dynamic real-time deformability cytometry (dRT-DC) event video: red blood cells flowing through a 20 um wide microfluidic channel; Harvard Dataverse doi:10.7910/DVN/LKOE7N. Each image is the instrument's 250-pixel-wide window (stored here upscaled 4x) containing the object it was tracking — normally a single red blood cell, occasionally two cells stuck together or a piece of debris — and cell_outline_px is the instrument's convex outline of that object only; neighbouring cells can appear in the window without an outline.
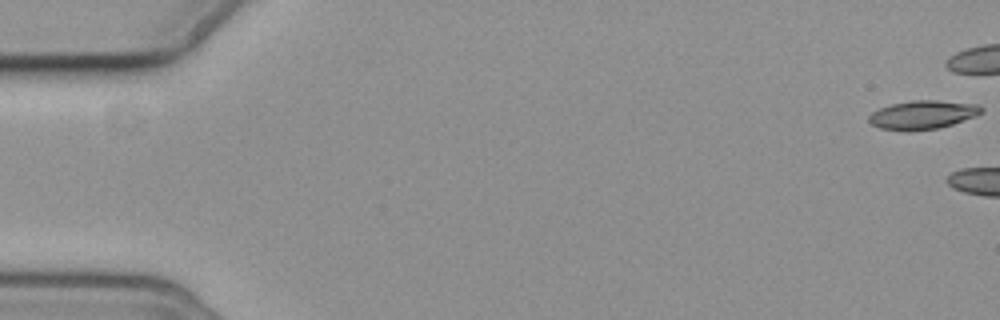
{"species": "common noctule bat (a hibernating species)", "species_latin": "Nyctalus noctula", "temperature_condition": "cold", "stored_images_in_passage": 7, "camera_frame_rate_fps": 3000, "um_per_image_px": 0.085, "animal": {"sex": "female", "body_mass_g": 19.3, "forearm_length_mm": 54.1}, "frame": {"image": 1, "passage_image": 1, "time_ms": 0.0, "image_size_px": [1000, 320], "cell_outline_px": [[984, 112], [976, 116], [940, 128], [908, 132], [880, 128], [872, 124], [868, 120], [868, 116], [872, 112], [880, 108], [892, 104], [912, 100], [936, 100], [980, 104], [984, 108]], "centroid_in_image_um": [78.46, 9.76], "position_along_channel_um": 6.5, "area_um2": 19.07}}